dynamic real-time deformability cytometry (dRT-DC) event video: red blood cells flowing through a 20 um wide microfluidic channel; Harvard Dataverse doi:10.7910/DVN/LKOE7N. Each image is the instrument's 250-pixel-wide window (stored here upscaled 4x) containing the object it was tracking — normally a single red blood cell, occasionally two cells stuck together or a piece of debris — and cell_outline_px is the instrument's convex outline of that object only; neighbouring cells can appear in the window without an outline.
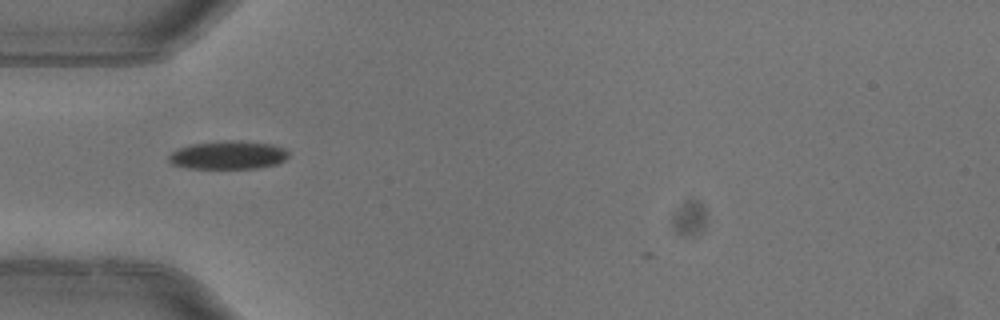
{"species": "common noctule bat (a hibernating species)", "species_latin": "Nyctalus noctula", "temperature_condition": "warm", "stored_images_in_passage": 1, "camera_frame_rate_fps": 3000, "um_per_image_px": 0.085, "animal": {"sex": "female"}, "frame": {"image": 1, "passage_image": 1, "time_ms": 0.0, "image_size_px": [1000, 320], "cell_outline_px": [[288, 156], [284, 160], [276, 164], [256, 168], [188, 168], [172, 164], [168, 160], [168, 156], [176, 148], [192, 144], [224, 140], [240, 140], [272, 144], [284, 148], [288, 152]], "centroid_in_image_um": [19.37, 13.17], "position_along_channel_um": 65.6, "area_um2": 19.83}}